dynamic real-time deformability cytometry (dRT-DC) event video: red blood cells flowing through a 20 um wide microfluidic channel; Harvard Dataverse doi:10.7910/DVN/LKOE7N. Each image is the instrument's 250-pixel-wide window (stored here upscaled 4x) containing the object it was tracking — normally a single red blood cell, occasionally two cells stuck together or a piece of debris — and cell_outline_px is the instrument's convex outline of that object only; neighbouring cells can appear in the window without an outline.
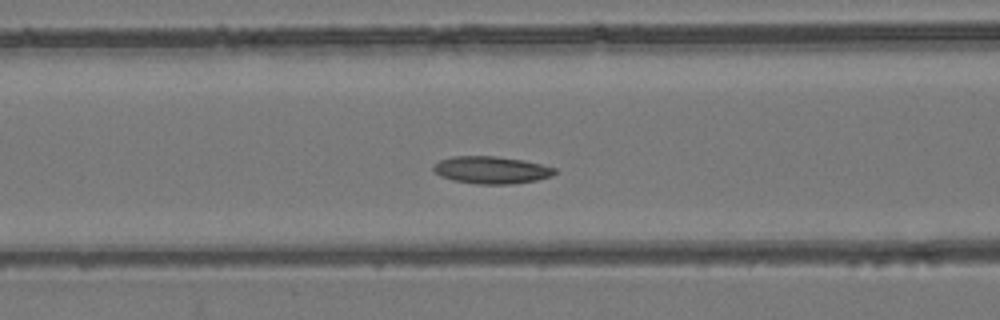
{"species": "common noctule bat (a hibernating species)", "species_latin": "Nyctalus noctula", "temperature_condition": "room temperature", "stored_images_in_passage": 52, "camera_frame_rate_fps": 3000, "um_per_image_px": 0.085, "animal": {"sex": "female", "body_mass_g": 24.6, "forearm_length_mm": 56.2}, "frame": {"image": 1, "passage_image": 19, "time_ms": 6.0, "image_size_px": [1000, 320], "cell_outline_px": [[556, 172], [552, 176], [536, 180], [512, 184], [480, 184], [452, 180], [440, 176], [432, 172], [432, 168], [440, 160], [452, 156], [496, 156], [524, 160], [556, 168]], "centroid_in_image_um": [41.75, 14.45], "position_along_channel_um": 124.9, "area_um2": 19.36}}
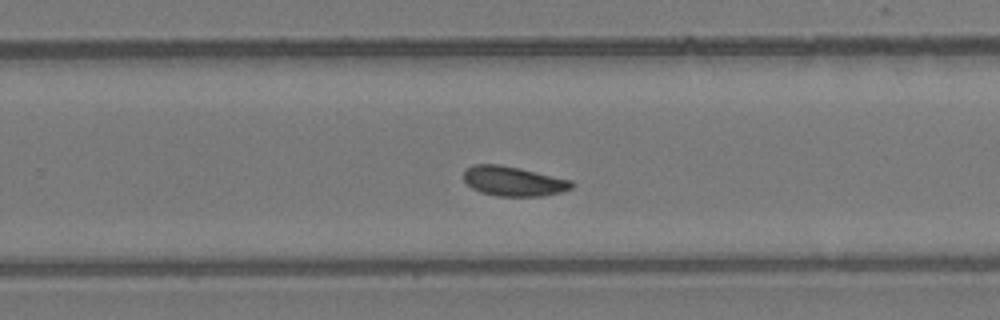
{"frame": {"image": 2, "passage_image": 32, "time_ms": 10.333, "image_size_px": [1000, 320], "cell_outline_px": [[576, 184], [572, 188], [560, 192], [540, 196], [496, 196], [480, 192], [472, 188], [464, 180], [464, 168], [472, 164], [500, 164], [520, 168], [572, 180]], "centroid_in_image_um": [43.63, 15.39], "position_along_channel_um": 286.2, "area_um2": 18.84}}
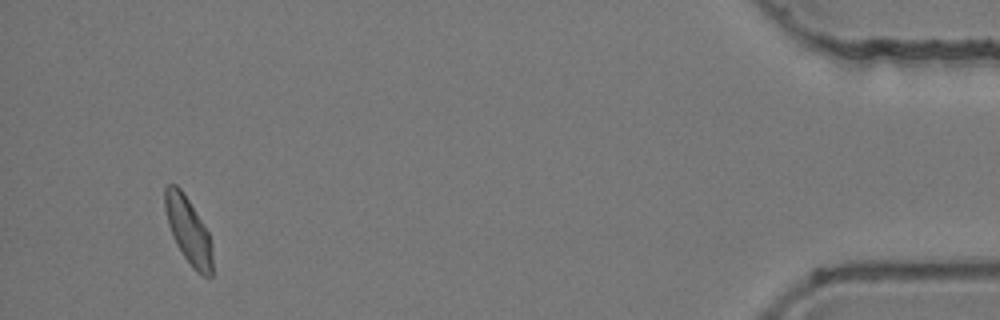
{"frame": {"image": 3, "passage_image": 49, "time_ms": 16.0, "image_size_px": [1000, 320], "cell_outline_px": [[212, 276], [204, 276], [196, 272], [192, 268], [176, 244], [172, 236], [168, 224], [164, 208], [164, 188], [168, 184], [176, 184], [180, 188], [188, 200], [208, 232], [212, 244]], "centroid_in_image_um": [15.99, 19.6], "position_along_channel_um": 419.2, "area_um2": 18.32}, "authors_computed_cell_mechanics": {"area_um2": 18.7561, "velocity_mm_per_s": 3.7291, "shape_relaxation_time_tau1_ms": 6.607, "shape_relaxation_time_tau2_ms": 4.5255, "deformation_change_tau1": 0.1415, "deformation_change_tau2": 0.0991}}